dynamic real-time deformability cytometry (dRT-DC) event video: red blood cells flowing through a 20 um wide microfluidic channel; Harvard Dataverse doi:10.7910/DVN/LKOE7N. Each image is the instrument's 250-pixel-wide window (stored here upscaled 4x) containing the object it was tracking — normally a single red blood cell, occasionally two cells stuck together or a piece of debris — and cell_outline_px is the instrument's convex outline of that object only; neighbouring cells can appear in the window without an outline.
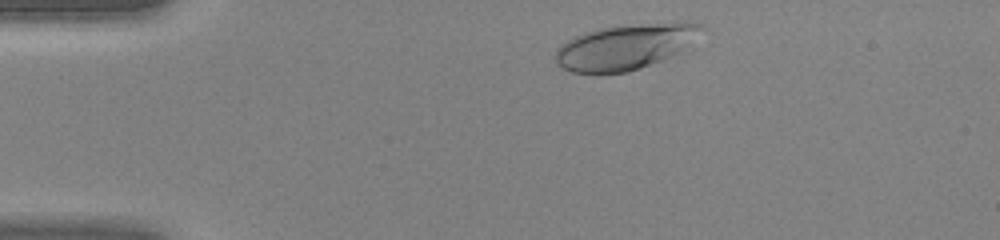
{"species": "human", "species_latin": "Homo sapiens", "temperature_condition": "warm", "stored_images_in_passage": 32, "camera_frame_rate_fps": 3000, "um_per_image_px": 0.085, "donor": {"sex": "female"}, "frame": {"image": 1, "passage_image": 2, "time_ms": 0.333, "image_size_px": [1000, 240], "cell_outline_px": [[708, 28], [676, 52], [660, 60], [640, 68], [628, 72], [572, 72], [556, 64], [556, 48], [560, 44], [576, 36], [600, 28], [616, 24], [676, 20], [688, 20], [704, 24]], "centroid_in_image_um": [53.21, 3.89], "position_along_channel_um": 31.8, "area_um2": 38.96}}
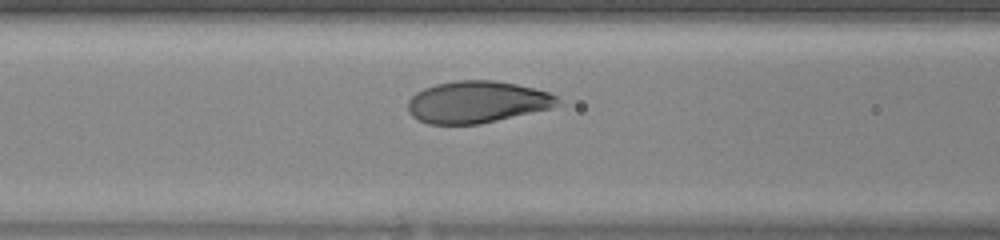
{"frame": {"image": 2, "passage_image": 12, "time_ms": 3.667, "image_size_px": [1000, 240], "cell_outline_px": [[560, 104], [552, 108], [480, 124], [428, 124], [412, 116], [408, 112], [408, 100], [416, 92], [424, 88], [436, 84], [456, 80], [496, 80], [516, 84], [548, 92], [556, 96], [560, 100]], "centroid_in_image_um": [40.54, 8.67], "position_along_channel_um": 126.1, "area_um2": 36.59}}
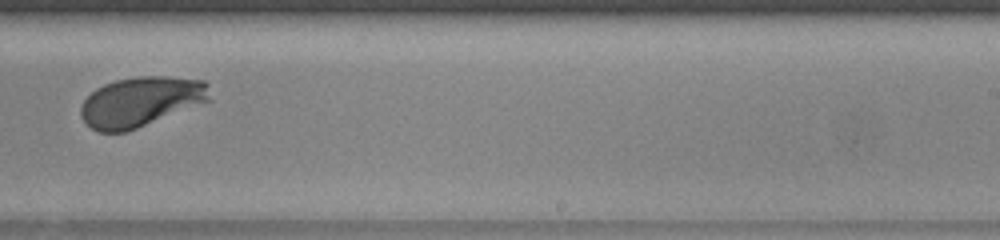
{"frame": {"image": 3, "passage_image": 22, "time_ms": 7.0, "image_size_px": [1000, 240], "cell_outline_px": [[212, 100], [136, 128], [124, 132], [100, 132], [92, 128], [80, 116], [80, 108], [84, 100], [96, 88], [104, 84], [116, 80], [136, 76], [168, 76], [204, 80], [208, 84]], "centroid_in_image_um": [11.99, 8.62], "position_along_channel_um": 277.0, "area_um2": 37.45}}